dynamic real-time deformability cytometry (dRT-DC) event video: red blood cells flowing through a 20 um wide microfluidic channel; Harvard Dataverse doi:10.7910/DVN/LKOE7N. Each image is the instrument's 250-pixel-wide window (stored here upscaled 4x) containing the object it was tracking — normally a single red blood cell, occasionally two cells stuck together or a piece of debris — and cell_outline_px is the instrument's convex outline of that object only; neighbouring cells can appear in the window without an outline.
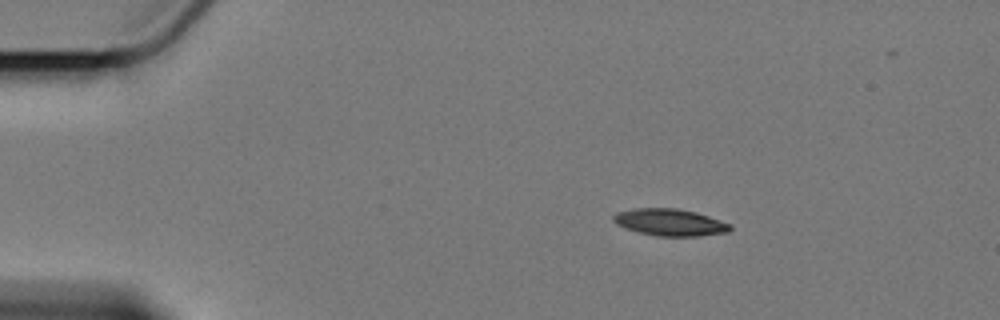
{"species": "Egyptian fruit bat (a non-hibernating species)", "species_latin": "Rousettus aegyptiacus", "temperature_condition": "cold", "stored_images_in_passage": 49, "camera_frame_rate_fps": 3000, "um_per_image_px": 0.085, "animal": {"sex": "female"}, "frame": {"image": 1, "passage_image": 1, "time_ms": 0.0, "image_size_px": [1000, 320], "cell_outline_px": [[732, 228], [728, 232], [700, 236], [656, 236], [640, 232], [616, 224], [612, 220], [612, 216], [616, 212], [632, 208], [676, 208], [696, 212], [732, 224]], "centroid_in_image_um": [56.95, 18.89], "position_along_channel_um": 28.1, "area_um2": 18.38}}
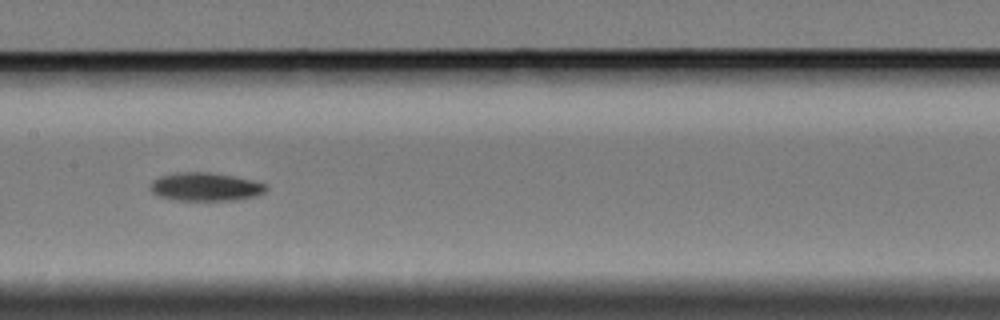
{"frame": {"image": 2, "passage_image": 21, "time_ms": 6.667, "image_size_px": [1000, 320], "cell_outline_px": [[268, 188], [264, 192], [256, 196], [232, 200], [176, 200], [160, 196], [152, 192], [148, 188], [160, 176], [180, 172], [208, 172], [232, 176], [252, 180], [268, 184]], "centroid_in_image_um": [17.5, 15.88], "position_along_channel_um": 189.9, "area_um2": 18.9}}
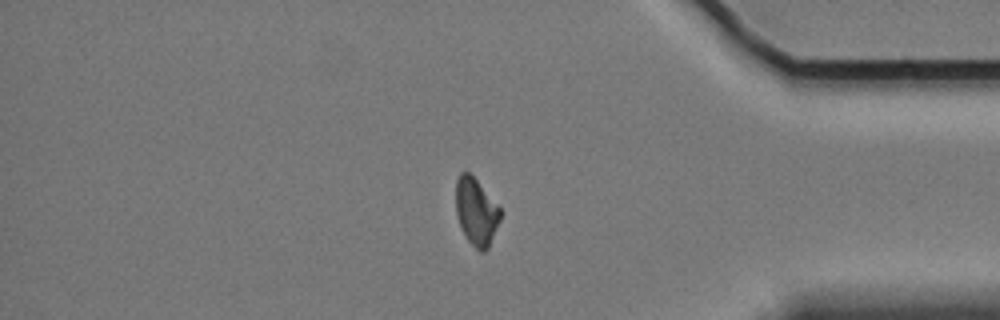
{"frame": {"image": 3, "passage_image": 41, "time_ms": 13.333, "image_size_px": [1000, 320], "cell_outline_px": [[500, 220], [488, 248], [484, 252], [480, 252], [468, 240], [456, 216], [456, 180], [460, 172], [468, 172], [476, 180], [500, 208]], "centroid_in_image_um": [40.46, 18.0], "position_along_channel_um": 394.7, "area_um2": 17.05}}